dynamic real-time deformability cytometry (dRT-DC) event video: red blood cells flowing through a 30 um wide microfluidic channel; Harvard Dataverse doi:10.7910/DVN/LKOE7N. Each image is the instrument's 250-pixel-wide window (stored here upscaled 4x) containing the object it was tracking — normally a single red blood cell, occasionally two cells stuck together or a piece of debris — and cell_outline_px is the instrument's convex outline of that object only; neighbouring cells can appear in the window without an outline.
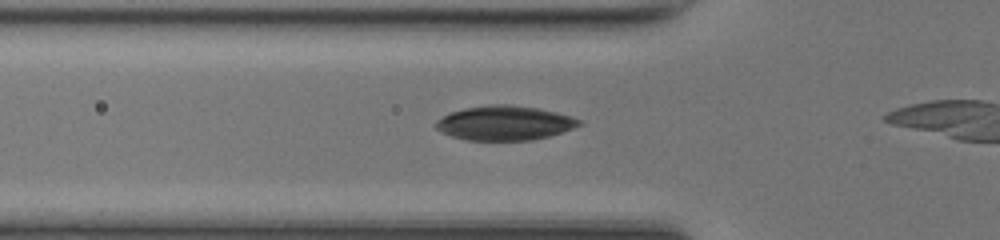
{"species": "common noctule bat (a hibernating species)", "species_latin": "Nyctalus noctula", "temperature_condition": "room temperature", "stored_images_in_passage": 6, "camera_frame_rate_fps": 3000, "um_per_image_px": 0.085, "animal": {"sex": "female", "body_mass_g": 17.0, "forearm_length_mm": 48.0}, "frame": {"image": 1, "passage_image": 4, "time_ms": 1.0, "image_size_px": [1000, 240], "cell_outline_px": [[584, 124], [548, 136], [532, 140], [464, 140], [440, 132], [436, 128], [436, 120], [452, 112], [464, 108], [488, 104], [508, 104], [540, 108], [572, 116], [580, 120]], "centroid_in_image_um": [42.89, 10.45], "position_along_channel_um": 82.9, "area_um2": 28.78}}